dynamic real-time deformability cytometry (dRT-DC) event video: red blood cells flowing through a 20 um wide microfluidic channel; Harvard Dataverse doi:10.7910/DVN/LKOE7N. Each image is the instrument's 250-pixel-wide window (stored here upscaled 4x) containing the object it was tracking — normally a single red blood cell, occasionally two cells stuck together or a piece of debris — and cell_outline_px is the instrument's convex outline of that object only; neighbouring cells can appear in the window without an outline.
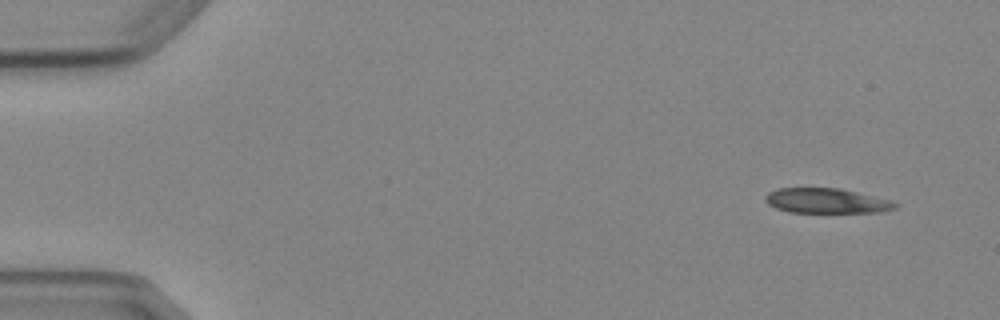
{"species": "Egyptian fruit bat (a non-hibernating species)", "species_latin": "Rousettus aegyptiacus", "temperature_condition": "cold", "stored_images_in_passage": 6, "camera_frame_rate_fps": 3000, "um_per_image_px": 0.085, "animal": {"sex": "female"}, "frame": {"image": 1, "passage_image": 1, "time_ms": 0.0, "image_size_px": [1000, 320], "cell_outline_px": [[900, 204], [896, 208], [880, 212], [788, 212], [776, 208], [768, 204], [764, 200], [764, 196], [768, 192], [776, 188], [840, 188], [892, 200]], "centroid_in_image_um": [70.25, 17.06], "position_along_channel_um": 14.8, "area_um2": 19.02}}
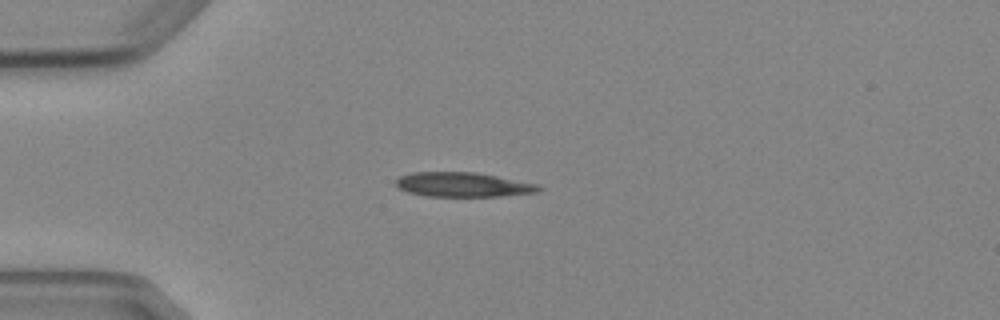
{"frame": {"image": 2, "passage_image": 4, "time_ms": 3.333, "image_size_px": [1000, 320], "cell_outline_px": [[544, 188], [540, 192], [500, 196], [424, 196], [408, 192], [400, 188], [396, 184], [396, 180], [400, 176], [412, 172], [476, 172], [540, 184]], "centroid_in_image_um": [39.42, 15.69], "position_along_channel_um": 45.6, "area_um2": 20.52}}
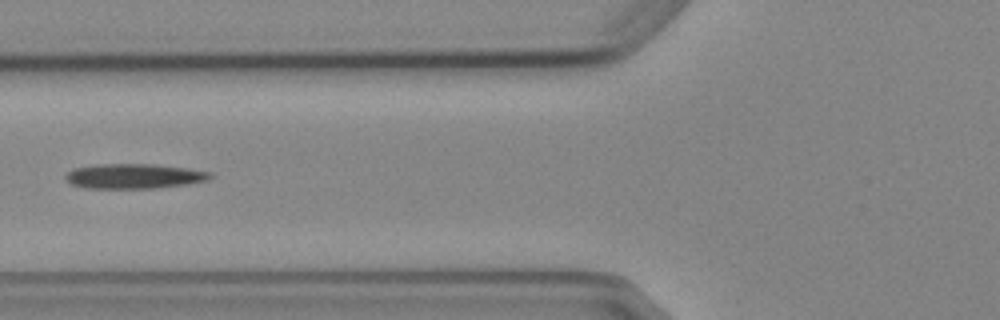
{"frame": {"image": 3, "passage_image": 6, "time_ms": 5.667, "image_size_px": [1000, 320], "cell_outline_px": [[212, 176], [204, 180], [184, 184], [156, 188], [84, 188], [72, 184], [64, 176], [68, 172], [76, 168], [100, 164], [152, 164], [188, 168], [208, 172]], "centroid_in_image_um": [11.35, 14.97], "position_along_channel_um": 114.5, "area_um2": 20.52}}